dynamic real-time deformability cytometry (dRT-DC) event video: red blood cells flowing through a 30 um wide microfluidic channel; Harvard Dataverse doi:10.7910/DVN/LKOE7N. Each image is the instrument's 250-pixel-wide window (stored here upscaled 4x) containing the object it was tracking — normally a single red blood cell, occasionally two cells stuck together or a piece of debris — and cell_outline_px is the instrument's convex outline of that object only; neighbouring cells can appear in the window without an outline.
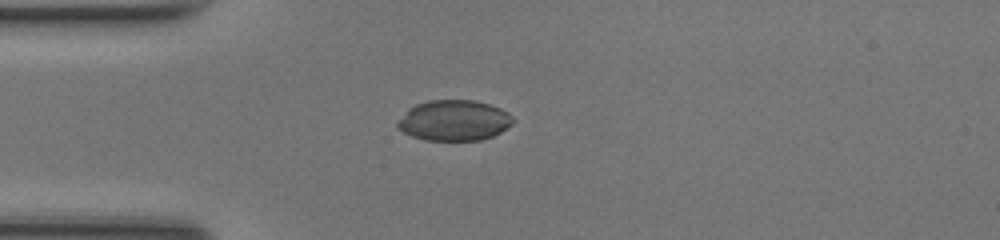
{"species": "common noctule bat (a hibernating species)", "species_latin": "Nyctalus noctula", "temperature_condition": "room temperature", "stored_images_in_passage": 36, "camera_frame_rate_fps": 3000, "um_per_image_px": 0.085, "animal": {"sex": "female", "body_mass_g": 17.0, "forearm_length_mm": 48.0}, "frame": {"image": 1, "passage_image": 1, "time_ms": 0.0, "image_size_px": [1000, 240], "cell_outline_px": [[512, 124], [500, 132], [492, 136], [480, 140], [424, 140], [412, 136], [396, 128], [396, 124], [408, 108], [416, 104], [428, 100], [476, 100], [500, 108], [508, 112], [512, 116]], "centroid_in_image_um": [38.57, 10.23], "position_along_channel_um": 46.4, "area_um2": 27.28}}
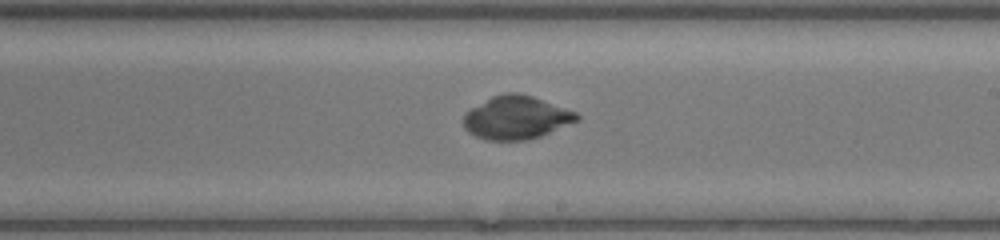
{"frame": {"image": 2, "passage_image": 16, "time_ms": 5.0, "image_size_px": [1000, 240], "cell_outline_px": [[580, 120], [540, 136], [528, 140], [484, 140], [468, 132], [464, 128], [464, 112], [468, 108], [492, 96], [504, 92], [520, 92], [532, 96], [576, 112], [580, 116]], "centroid_in_image_um": [43.85, 9.99], "position_along_channel_um": 245.2, "area_um2": 28.78}}
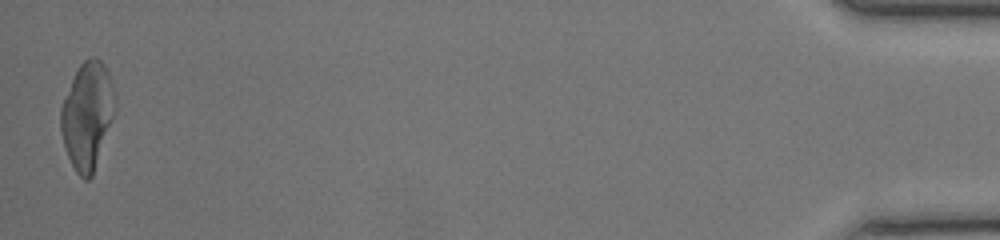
{"frame": {"image": 3, "passage_image": 36, "time_ms": 11.667, "image_size_px": [1000, 240], "cell_outline_px": [[112, 120], [92, 176], [88, 180], [84, 180], [76, 172], [68, 156], [60, 132], [60, 108], [72, 80], [80, 64], [84, 60], [92, 56], [96, 56], [104, 64], [108, 72], [112, 84]], "centroid_in_image_um": [7.38, 9.82], "position_along_channel_um": 427.8, "area_um2": 32.95}, "authors_computed_cell_mechanics": {"area_um2": 28.7555, "velocity_mm_per_s": 4.2601, "shape_relaxation_time_tau1_ms": 4.5805, "shape_relaxation_time_tau2_ms": 0.6725, "deformation_change_tau1": 0.1213, "deformation_change_tau2": 0.0302}}